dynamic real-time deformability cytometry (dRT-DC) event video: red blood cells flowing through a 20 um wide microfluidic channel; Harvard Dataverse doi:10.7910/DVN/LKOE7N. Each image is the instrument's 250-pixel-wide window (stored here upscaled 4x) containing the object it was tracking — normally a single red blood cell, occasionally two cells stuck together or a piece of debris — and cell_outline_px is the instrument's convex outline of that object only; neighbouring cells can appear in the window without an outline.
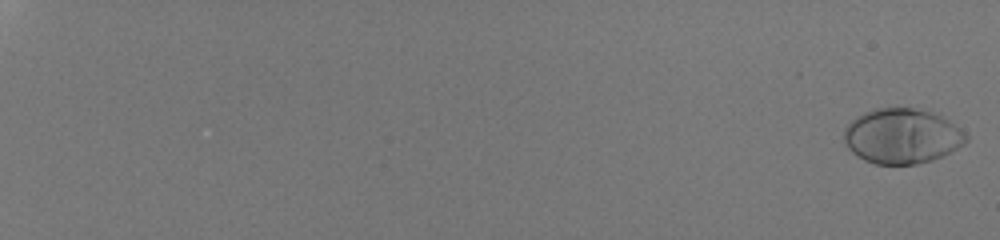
{"species": "human", "species_latin": "Homo sapiens", "temperature_condition": "room temperature", "stored_images_in_passage": 55, "camera_frame_rate_fps": 3000, "um_per_image_px": 0.085, "donor": {"sex": "male"}, "frame": {"image": 1, "passage_image": 1, "time_ms": 0.0, "image_size_px": [1000, 240], "cell_outline_px": [[968, 140], [964, 144], [932, 160], [916, 164], [876, 164], [864, 160], [852, 152], [844, 144], [844, 132], [848, 124], [856, 116], [872, 108], [912, 108], [928, 112], [940, 116], [948, 120], [964, 132], [968, 136]], "centroid_in_image_um": [76.63, 11.57], "position_along_channel_um": 8.4, "area_um2": 38.84}}
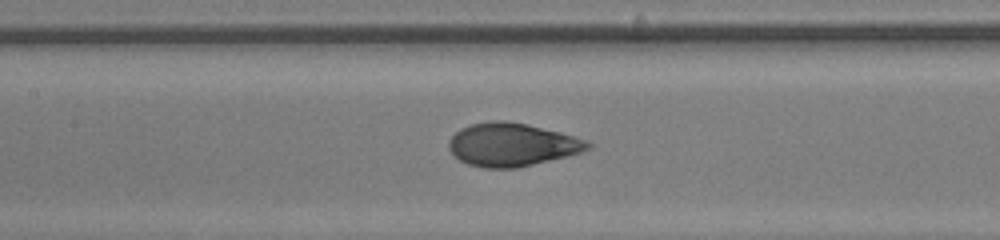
{"frame": {"image": 2, "passage_image": 32, "time_ms": 10.333, "image_size_px": [1000, 240], "cell_outline_px": [[592, 148], [584, 152], [568, 156], [516, 168], [484, 168], [468, 164], [460, 160], [448, 148], [448, 140], [460, 128], [472, 124], [496, 120], [504, 120], [528, 124], [560, 132], [584, 140], [592, 144]], "centroid_in_image_um": [43.52, 12.3], "position_along_channel_um": 163.9, "area_um2": 34.91}}
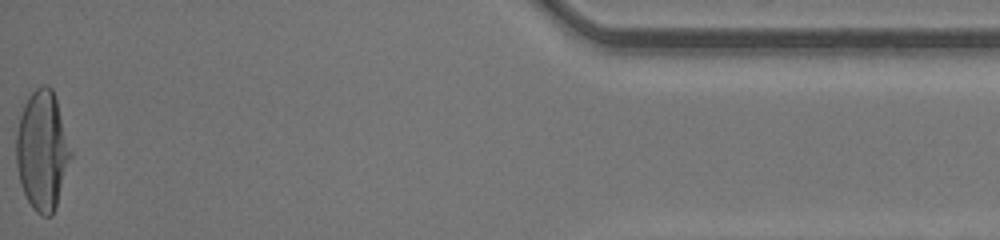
{"frame": {"image": 3, "passage_image": 55, "time_ms": 18.0, "image_size_px": [1000, 240], "cell_outline_px": [[72, 156], [56, 208], [52, 216], [40, 216], [32, 208], [20, 184], [16, 164], [16, 132], [20, 116], [24, 104], [28, 96], [36, 88], [44, 84], [48, 84], [52, 88], [56, 100], [72, 152]], "centroid_in_image_um": [3.59, 12.82], "position_along_channel_um": 431.6, "area_um2": 38.03}, "authors_computed_cell_mechanics": {"area_um2": 35.9516, "velocity_mm_per_s": 4.2806, "shape_relaxation_time_tau1_ms": 3.6866, "shape_relaxation_time_tau2_ms": null, "deformation_change_tau1": 0.2271, "deformation_change_tau2": null}}